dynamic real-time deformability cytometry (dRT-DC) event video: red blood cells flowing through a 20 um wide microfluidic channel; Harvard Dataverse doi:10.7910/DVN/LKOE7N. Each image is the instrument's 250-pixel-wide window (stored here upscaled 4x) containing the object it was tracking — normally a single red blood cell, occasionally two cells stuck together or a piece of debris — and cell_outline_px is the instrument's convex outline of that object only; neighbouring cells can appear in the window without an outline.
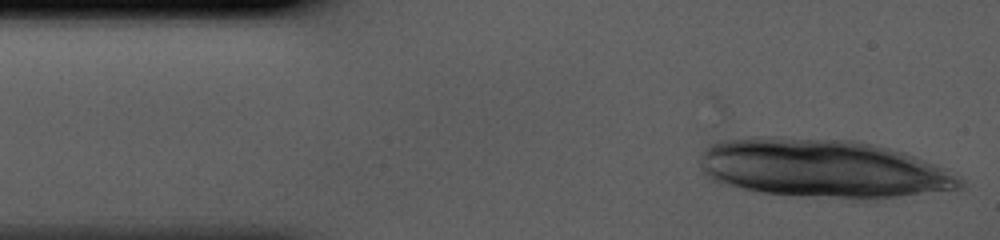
{"species": "human", "species_latin": "Homo sapiens", "temperature_condition": "cold", "stored_images_in_passage": 34, "segment_of_instrument_passage": [1, 2], "camera_frame_rate_fps": 3000, "um_per_image_px": 0.085, "donor": {"sex": "male"}, "frame": {"image": 1, "passage_image": 1, "time_ms": 0.0, "image_size_px": [1000, 240], "cell_outline_px": [[964, 188], [864, 200], [856, 200], [800, 196], [760, 192], [716, 184], [704, 176], [700, 172], [700, 156], [704, 148], [708, 144], [720, 136], [776, 136], [852, 140], [872, 144], [904, 152], [944, 168], [964, 180]], "centroid_in_image_um": [69.77, 14.3], "position_along_channel_um": 15.2, "area_um2": 90.63}}